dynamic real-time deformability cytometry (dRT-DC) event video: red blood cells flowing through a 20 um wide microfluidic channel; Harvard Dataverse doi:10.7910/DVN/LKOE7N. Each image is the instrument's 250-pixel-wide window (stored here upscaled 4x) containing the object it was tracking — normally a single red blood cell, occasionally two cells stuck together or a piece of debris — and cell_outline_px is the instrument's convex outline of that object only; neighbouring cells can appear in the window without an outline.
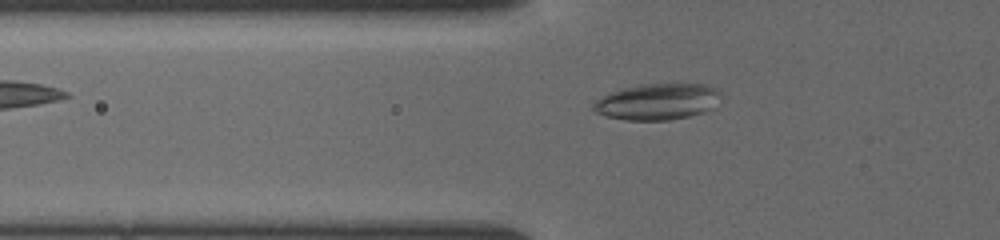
{"species": "common noctule bat (a hibernating species)", "species_latin": "Nyctalus noctula", "temperature_condition": "cold", "stored_images_in_passage": 3, "camera_frame_rate_fps": 3000, "um_per_image_px": 0.085, "animal": {"sex": "female", "body_mass_g": 19.5, "forearm_length_mm": 54.1}, "frame": {"image": 1, "passage_image": 3, "time_ms": 1.333, "image_size_px": [1000, 240], "cell_outline_px": [[720, 92], [712, 108], [704, 112], [672, 120], [628, 120], [604, 116], [596, 112], [592, 108], [592, 104], [596, 100], [620, 88], [636, 84], [704, 84], [716, 88]], "centroid_in_image_um": [55.84, 8.64], "position_along_channel_um": 70.0, "area_um2": 26.82}}